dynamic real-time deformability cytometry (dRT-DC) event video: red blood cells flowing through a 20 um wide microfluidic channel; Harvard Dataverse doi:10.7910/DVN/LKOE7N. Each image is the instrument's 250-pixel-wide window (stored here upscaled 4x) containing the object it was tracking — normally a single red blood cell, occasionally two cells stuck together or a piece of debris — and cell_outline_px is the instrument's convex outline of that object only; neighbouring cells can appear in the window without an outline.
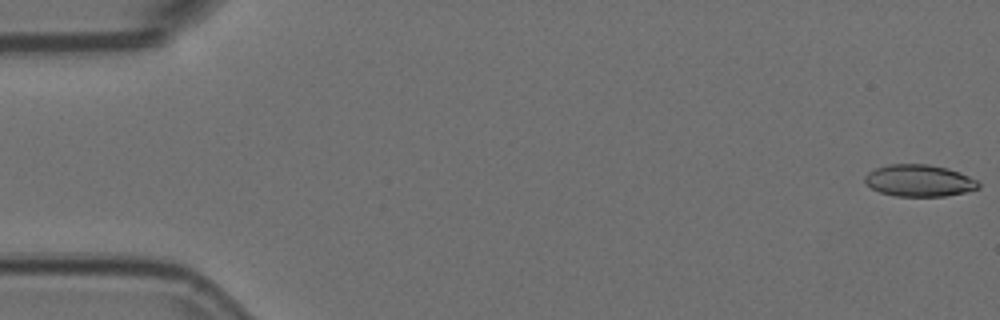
{"species": "Egyptian fruit bat (a non-hibernating species)", "species_latin": "Rousettus aegyptiacus", "temperature_condition": "room temperature", "stored_images_in_passage": 55, "camera_frame_rate_fps": 3000, "um_per_image_px": 0.085, "animal": {"sex": "female"}, "frame": {"image": 1, "passage_image": 1, "time_ms": 0.0, "image_size_px": [1000, 320], "cell_outline_px": [[980, 188], [964, 192], [944, 196], [896, 196], [880, 192], [872, 188], [864, 180], [864, 176], [868, 172], [876, 168], [888, 164], [928, 164], [948, 168], [960, 172], [976, 180], [980, 184]], "centroid_in_image_um": [78.13, 15.34], "position_along_channel_um": 6.9, "area_um2": 21.04}}
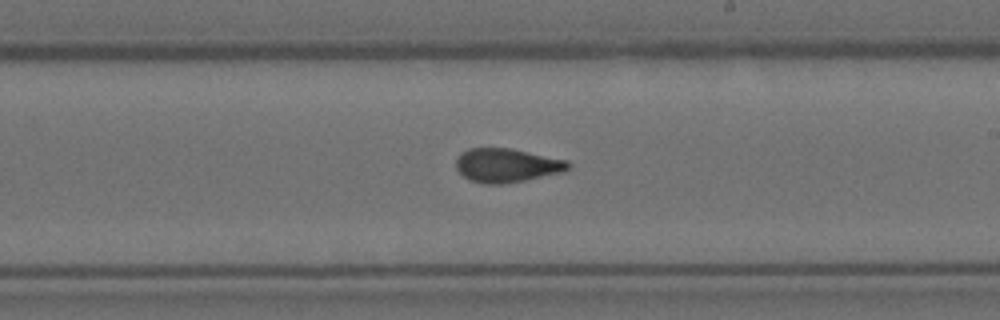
{"frame": {"image": 2, "passage_image": 32, "time_ms": 10.333, "image_size_px": [1000, 320], "cell_outline_px": [[572, 164], [564, 172], [524, 180], [500, 184], [484, 184], [468, 180], [456, 168], [456, 160], [460, 152], [468, 148], [512, 148], [568, 160]], "centroid_in_image_um": [43.07, 14.04], "position_along_channel_um": 245.9, "area_um2": 22.31}}
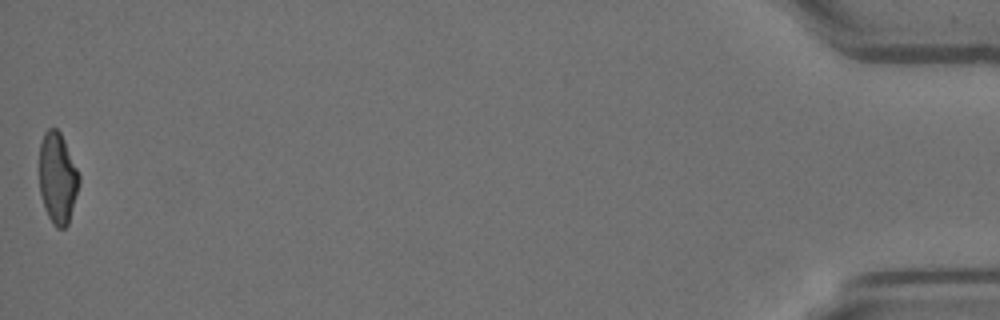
{"frame": {"image": 3, "passage_image": 55, "time_ms": 18.0, "image_size_px": [1000, 320], "cell_outline_px": [[80, 180], [68, 224], [64, 228], [56, 228], [52, 224], [48, 216], [40, 192], [40, 140], [44, 132], [48, 128], [56, 128], [60, 132], [64, 140], [80, 176]], "centroid_in_image_um": [4.89, 15.12], "position_along_channel_um": 430.3, "area_um2": 20.87}, "authors_computed_cell_mechanics": {"area_um2": 21.964, "velocity_mm_per_s": 3.7123, "shape_relaxation_time_tau1_ms": null, "shape_relaxation_time_tau2_ms": 2.1625, "deformation_change_tau1": null, "deformation_change_tau2": 0.085}}